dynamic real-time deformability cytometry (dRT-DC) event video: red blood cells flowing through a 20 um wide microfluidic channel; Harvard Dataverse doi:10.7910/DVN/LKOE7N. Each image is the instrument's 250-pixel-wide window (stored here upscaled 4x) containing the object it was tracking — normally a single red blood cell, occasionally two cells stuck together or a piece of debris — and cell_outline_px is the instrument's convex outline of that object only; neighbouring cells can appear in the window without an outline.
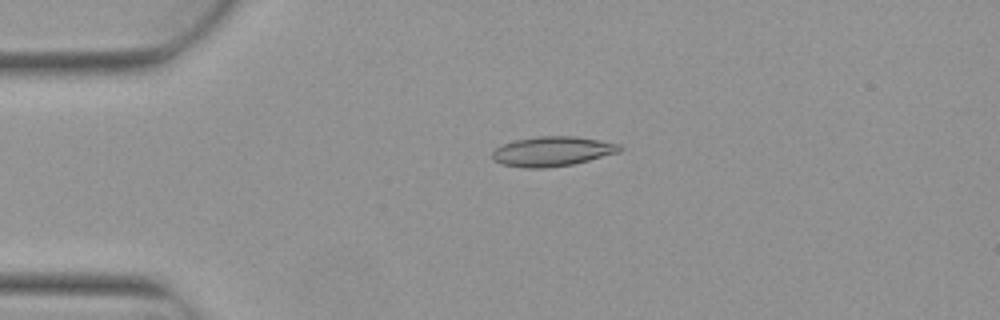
{"species": "Egyptian fruit bat (a non-hibernating species)", "species_latin": "Rousettus aegyptiacus", "temperature_condition": "warm", "stored_images_in_passage": 4, "camera_frame_rate_fps": 3000, "um_per_image_px": 0.085, "animal": {"sex": "female"}, "frame": {"image": 1, "passage_image": 4, "time_ms": 1.0, "image_size_px": [1000, 320], "cell_outline_px": [[624, 148], [620, 152], [572, 164], [548, 168], [524, 168], [500, 164], [492, 160], [492, 152], [496, 148], [504, 144], [516, 140], [536, 136], [576, 136], [620, 144]], "centroid_in_image_um": [46.94, 12.87], "position_along_channel_um": 38.1, "area_um2": 22.14}}